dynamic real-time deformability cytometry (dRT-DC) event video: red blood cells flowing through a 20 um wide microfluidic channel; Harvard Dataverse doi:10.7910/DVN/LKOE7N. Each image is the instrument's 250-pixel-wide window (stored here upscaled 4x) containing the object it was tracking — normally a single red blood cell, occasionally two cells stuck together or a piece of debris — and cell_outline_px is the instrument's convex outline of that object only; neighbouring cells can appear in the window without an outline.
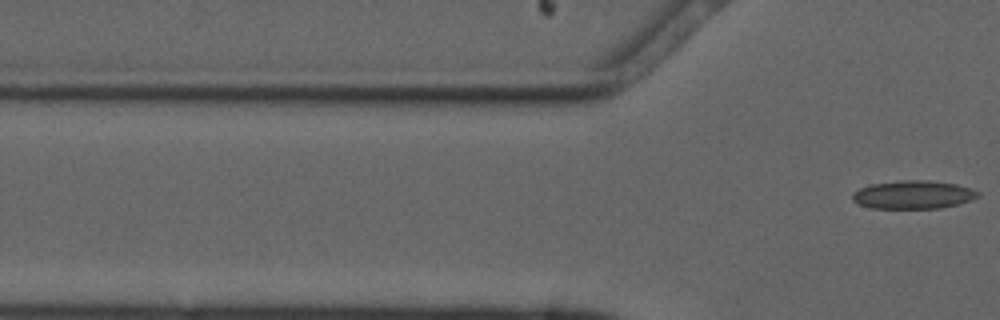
{"species": "common noctule bat (a hibernating species)", "species_latin": "Nyctalus noctula", "temperature_condition": "cold", "stored_images_in_passage": 4, "camera_frame_rate_fps": 3000, "um_per_image_px": 0.085, "animal": {"sex": "male", "forearm_length_mm": 52.5}, "frame": {"image": 1, "passage_image": 4, "time_ms": 3.333, "image_size_px": [1000, 320], "cell_outline_px": [[980, 196], [956, 204], [940, 208], [872, 208], [860, 204], [852, 200], [852, 192], [860, 188], [872, 184], [904, 180], [928, 180], [956, 184], [972, 188], [980, 192]], "centroid_in_image_um": [77.62, 16.54], "position_along_channel_um": 48.2, "area_um2": 20.52}}